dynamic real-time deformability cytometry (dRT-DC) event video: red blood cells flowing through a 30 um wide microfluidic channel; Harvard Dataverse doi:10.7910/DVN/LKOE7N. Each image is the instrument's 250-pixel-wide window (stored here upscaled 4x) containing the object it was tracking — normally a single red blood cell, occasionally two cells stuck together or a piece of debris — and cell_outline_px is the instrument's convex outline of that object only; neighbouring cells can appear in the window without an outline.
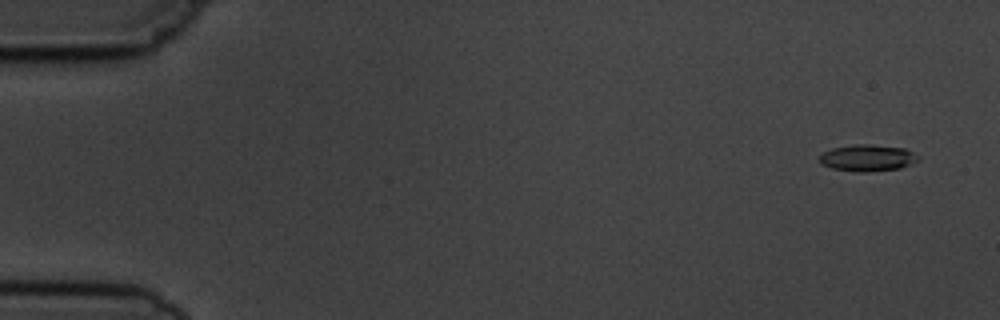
{"species": "common noctule bat (a hibernating species)", "species_latin": "Nyctalus noctula", "temperature_condition": "cold", "stored_images_in_passage": 4, "camera_frame_rate_fps": 3000, "um_per_image_px": 0.085, "animal": {"sex": "male", "body_mass_g": 19.5, "forearm_length_mm": 54.6}, "frame": {"image": 1, "passage_image": 1, "time_ms": 0.0, "image_size_px": [1000, 320], "cell_outline_px": [[920, 160], [900, 168], [868, 172], [856, 172], [832, 168], [820, 164], [820, 152], [832, 148], [856, 144], [868, 144], [904, 148], [920, 156]], "centroid_in_image_um": [73.72, 13.42], "position_along_channel_um": 11.3, "area_um2": 15.43}}
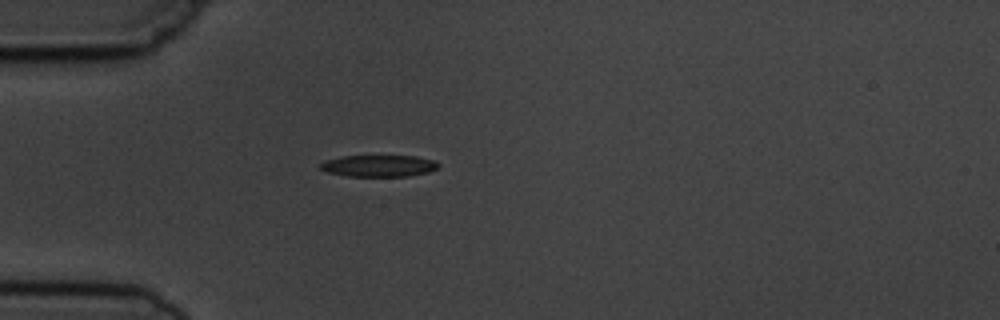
{"frame": {"image": 2, "passage_image": 4, "time_ms": 4.333, "image_size_px": [1000, 320], "cell_outline_px": [[440, 168], [428, 172], [408, 176], [348, 176], [328, 172], [320, 168], [320, 164], [324, 160], [340, 156], [416, 156], [432, 160], [440, 164]], "centroid_in_image_um": [32.21, 14.09], "position_along_channel_um": 52.8, "area_um2": 14.91}}